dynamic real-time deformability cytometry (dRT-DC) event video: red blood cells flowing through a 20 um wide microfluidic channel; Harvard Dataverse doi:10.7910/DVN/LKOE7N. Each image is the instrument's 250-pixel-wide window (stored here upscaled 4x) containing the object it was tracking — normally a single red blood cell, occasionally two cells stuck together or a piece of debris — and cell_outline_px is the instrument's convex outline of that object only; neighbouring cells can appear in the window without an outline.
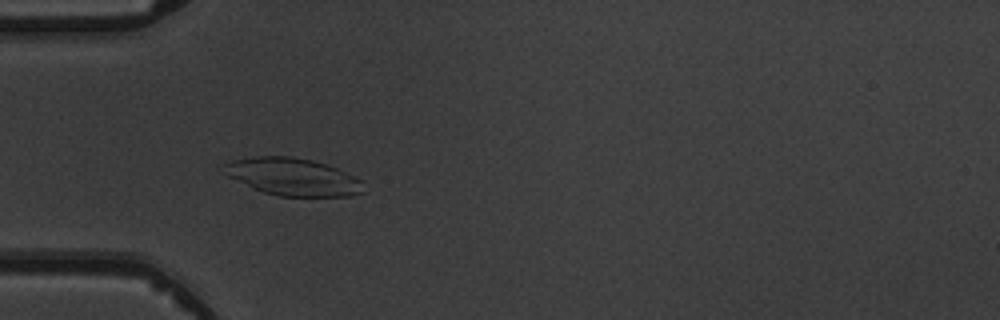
{"species": "common noctule bat (a hibernating species)", "species_latin": "Nyctalus noctula", "temperature_condition": "warm", "stored_images_in_passage": 6, "camera_frame_rate_fps": 3000, "um_per_image_px": 0.085, "animal": {"sex": "male", "body_mass_g": 19.5, "forearm_length_mm": 54.6}, "frame": {"image": 1, "passage_image": 5, "time_ms": 4.667, "image_size_px": [1000, 320], "cell_outline_px": [[364, 192], [352, 196], [276, 196], [252, 188], [228, 176], [224, 168], [224, 164], [232, 160], [256, 156], [292, 156], [312, 160], [336, 168], [364, 180]], "centroid_in_image_um": [24.93, 15.04], "position_along_channel_um": 60.1, "area_um2": 30.46}}
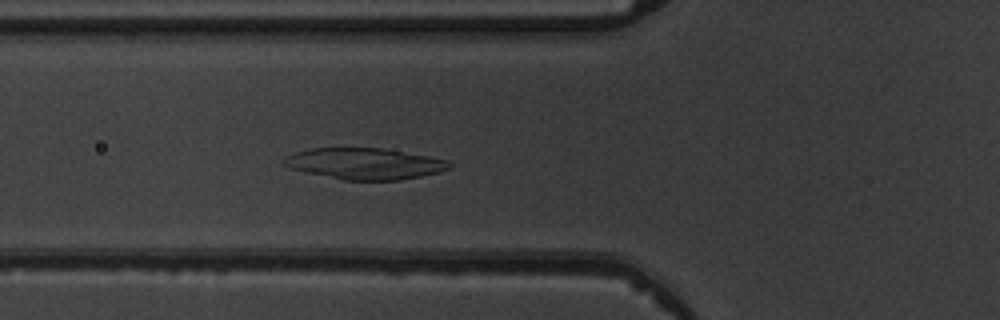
{"frame": {"image": 2, "passage_image": 6, "time_ms": 5.667, "image_size_px": [1000, 320], "cell_outline_px": [[452, 168], [440, 172], [400, 180], [344, 180], [308, 172], [292, 168], [284, 164], [284, 160], [288, 156], [296, 152], [312, 148], [380, 148], [428, 156], [448, 160], [452, 164]], "centroid_in_image_um": [31.07, 13.91], "position_along_channel_um": 94.7, "area_um2": 29.71}}